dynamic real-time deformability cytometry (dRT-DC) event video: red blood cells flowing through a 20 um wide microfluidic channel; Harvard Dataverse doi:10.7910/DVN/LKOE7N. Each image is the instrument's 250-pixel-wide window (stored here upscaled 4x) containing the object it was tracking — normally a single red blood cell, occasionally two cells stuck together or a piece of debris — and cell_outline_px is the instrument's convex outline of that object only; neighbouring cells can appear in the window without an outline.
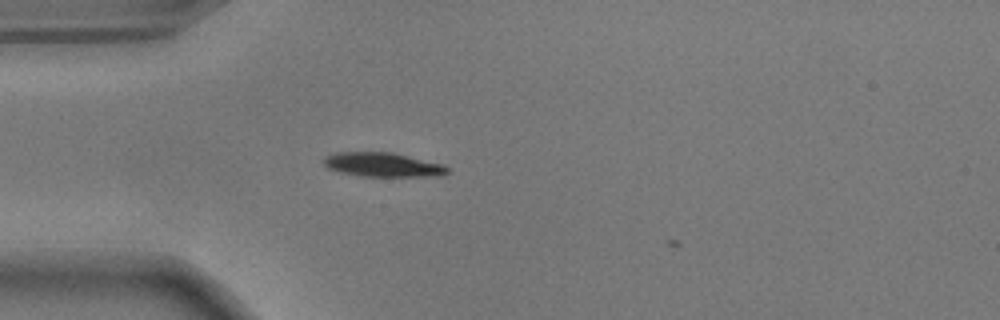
{"species": "common noctule bat (a hibernating species)", "species_latin": "Nyctalus noctula", "temperature_condition": "warm", "stored_images_in_passage": 3, "camera_frame_rate_fps": 3000, "um_per_image_px": 0.085, "animal": {"sex": "male", "body_mass_g": 17.9}, "frame": {"image": 1, "passage_image": 2, "time_ms": 0.333, "image_size_px": [1000, 320], "cell_outline_px": [[448, 172], [444, 176], [360, 176], [340, 172], [328, 168], [324, 164], [324, 156], [336, 152], [392, 152], [444, 164], [448, 168]], "centroid_in_image_um": [32.55, 14.0], "position_along_channel_um": 52.4, "area_um2": 17.51}}